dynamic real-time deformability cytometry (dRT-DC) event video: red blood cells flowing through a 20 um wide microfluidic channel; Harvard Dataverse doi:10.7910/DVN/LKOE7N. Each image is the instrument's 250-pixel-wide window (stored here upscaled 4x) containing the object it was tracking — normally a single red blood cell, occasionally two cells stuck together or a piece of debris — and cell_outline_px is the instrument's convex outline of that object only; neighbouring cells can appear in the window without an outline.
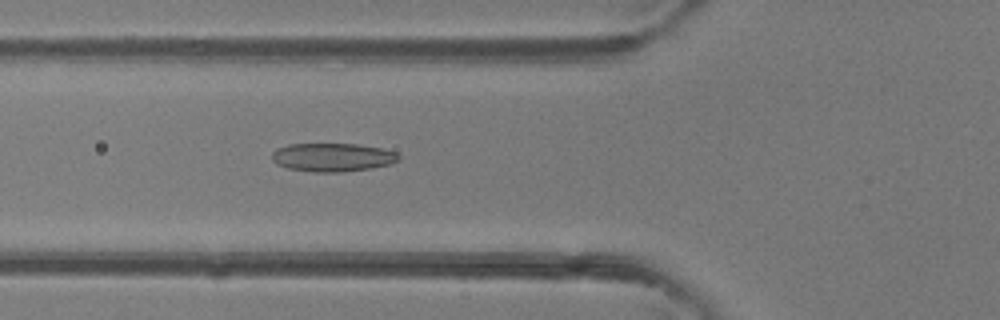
{"species": "common noctule bat (a hibernating species)", "species_latin": "Nyctalus noctula", "temperature_condition": "room temperature", "stored_images_in_passage": 40, "camera_frame_rate_fps": 3000, "um_per_image_px": 0.085, "animal": {"sex": "female"}, "frame": {"image": 1, "passage_image": 10, "time_ms": 3.0, "image_size_px": [1000, 320], "cell_outline_px": [[400, 160], [392, 164], [372, 168], [344, 172], [316, 172], [288, 168], [276, 164], [272, 160], [272, 152], [276, 148], [288, 144], [360, 144], [380, 148], [396, 152], [400, 156]], "centroid_in_image_um": [28.28, 13.37], "position_along_channel_um": 97.5, "area_um2": 21.21}}
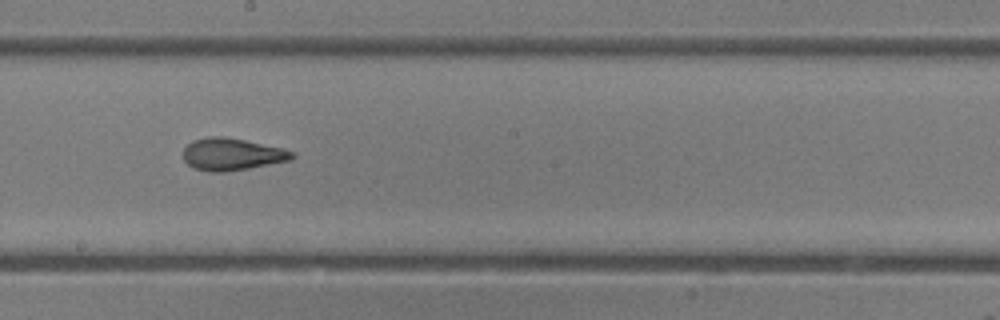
{"frame": {"image": 2, "passage_image": 19, "time_ms": 6.0, "image_size_px": [1000, 320], "cell_outline_px": [[296, 156], [292, 160], [248, 168], [224, 172], [208, 172], [192, 168], [184, 160], [184, 148], [192, 140], [208, 136], [224, 136], [284, 148], [292, 152]], "centroid_in_image_um": [19.7, 13.11], "position_along_channel_um": 228.5, "area_um2": 20.52}}
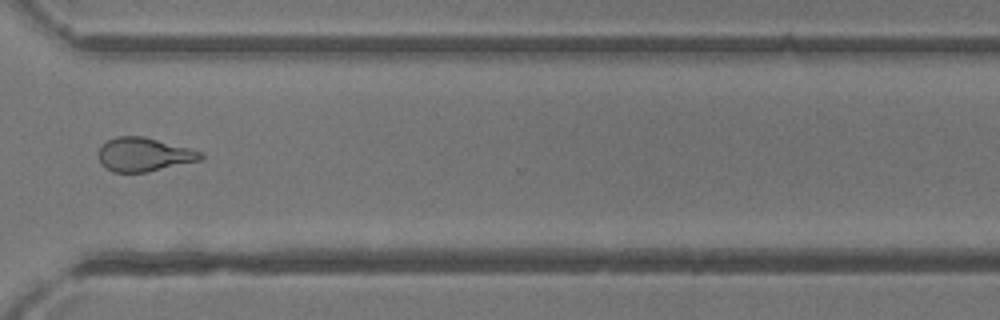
{"frame": {"image": 3, "passage_image": 28, "time_ms": 9.0, "image_size_px": [1000, 320], "cell_outline_px": [[204, 156], [200, 160], [148, 172], [112, 172], [104, 168], [100, 164], [96, 152], [108, 140], [116, 136], [144, 136], [204, 152]], "centroid_in_image_um": [12.2, 13.14], "position_along_channel_um": 358.4, "area_um2": 20.29}, "authors_computed_cell_mechanics": {"area_um2": 20.8658, "velocity_mm_per_s": 4.3445, "shape_relaxation_time_tau1_ms": null, "shape_relaxation_time_tau2_ms": 1.4577, "deformation_change_tau1": null, "deformation_change_tau2": 0.0844}}